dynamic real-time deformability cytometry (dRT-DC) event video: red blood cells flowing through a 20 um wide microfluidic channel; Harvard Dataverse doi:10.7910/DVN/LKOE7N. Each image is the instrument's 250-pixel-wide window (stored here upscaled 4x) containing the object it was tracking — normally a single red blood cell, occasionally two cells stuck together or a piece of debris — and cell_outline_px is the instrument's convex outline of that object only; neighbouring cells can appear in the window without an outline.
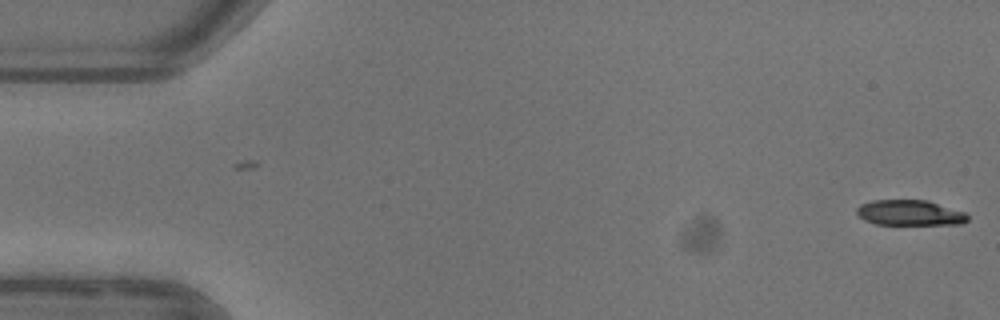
{"species": "common noctule bat (a hibernating species)", "species_latin": "Nyctalus noctula", "temperature_condition": "warm", "stored_images_in_passage": 2, "camera_frame_rate_fps": 3000, "um_per_image_px": 0.085, "animal": {"sex": "female"}, "frame": {"image": 1, "passage_image": 2, "time_ms": 0.333, "image_size_px": [1000, 320], "cell_outline_px": [[968, 220], [964, 224], [876, 224], [864, 220], [856, 212], [856, 208], [860, 204], [872, 200], [928, 200], [964, 212], [968, 216]], "centroid_in_image_um": [77.32, 18.08], "position_along_channel_um": 7.7, "area_um2": 16.42}}